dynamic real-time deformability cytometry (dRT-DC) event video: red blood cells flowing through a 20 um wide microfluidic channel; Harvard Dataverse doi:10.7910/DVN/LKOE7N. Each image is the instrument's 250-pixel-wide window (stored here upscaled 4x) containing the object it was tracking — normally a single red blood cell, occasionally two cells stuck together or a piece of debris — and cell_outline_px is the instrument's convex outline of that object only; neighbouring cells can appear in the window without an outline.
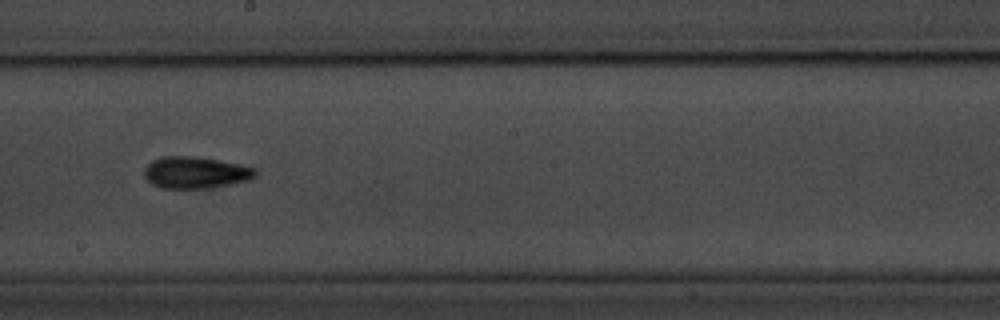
{"species": "common noctule bat (a hibernating species)", "species_latin": "Nyctalus noctula", "temperature_condition": "room temperature", "stored_images_in_passage": 35, "camera_frame_rate_fps": 3000, "um_per_image_px": 0.085, "animal": {"sex": "male", "body_mass_g": 20.1, "forearm_length_mm": 53.5}, "frame": {"image": 1, "passage_image": 16, "time_ms": 5.0, "image_size_px": [1000, 320], "cell_outline_px": [[256, 176], [248, 180], [228, 184], [204, 188], [160, 188], [152, 184], [144, 176], [144, 168], [152, 160], [164, 156], [192, 156], [220, 160], [240, 164], [256, 168]], "centroid_in_image_um": [16.6, 14.65], "position_along_channel_um": 231.6, "area_um2": 20.46}, "authors_computed_cell_mechanics": {"area_um2": 18.6694, "velocity_mm_per_s": 3.6982, "shape_relaxation_time_tau1_ms": 2.5946, "shape_relaxation_time_tau2_ms": 2.9621, "deformation_change_tau1": 0.1084, "deformation_change_tau2": 0.108}}